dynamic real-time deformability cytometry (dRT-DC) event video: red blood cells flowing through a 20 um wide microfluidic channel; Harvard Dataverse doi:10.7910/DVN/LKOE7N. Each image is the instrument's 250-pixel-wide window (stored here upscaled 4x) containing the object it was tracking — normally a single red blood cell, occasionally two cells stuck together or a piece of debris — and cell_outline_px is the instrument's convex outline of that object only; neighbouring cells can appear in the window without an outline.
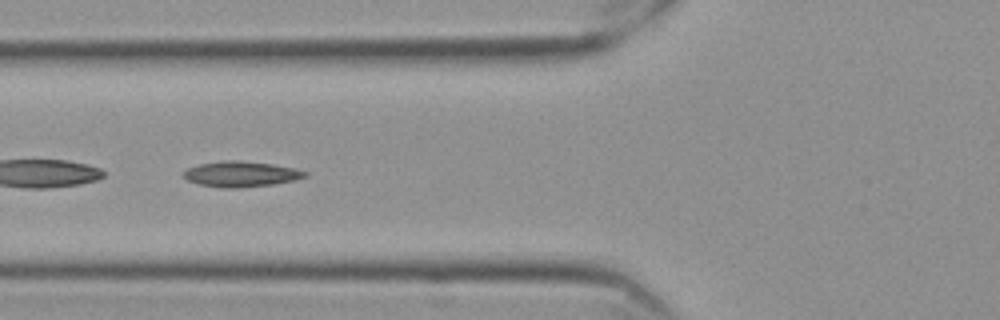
{"species": "Egyptian fruit bat (a non-hibernating species)", "species_latin": "Rousettus aegyptiacus", "temperature_condition": "cold", "stored_images_in_passage": 43, "segment_of_instrument_passage": [2, 2], "camera_frame_rate_fps": 3000, "um_per_image_px": 0.085, "frame": {"image": 1, "passage_image": 16, "time_ms": 5.0, "image_size_px": [1000, 320], "cell_outline_px": [[308, 176], [292, 180], [272, 184], [240, 188], [224, 188], [200, 184], [188, 180], [184, 176], [184, 172], [188, 168], [200, 164], [224, 160], [240, 160], [272, 164], [296, 168], [308, 172]], "centroid_in_image_um": [20.51, 14.79], "position_along_channel_um": 105.3, "area_um2": 17.92}}
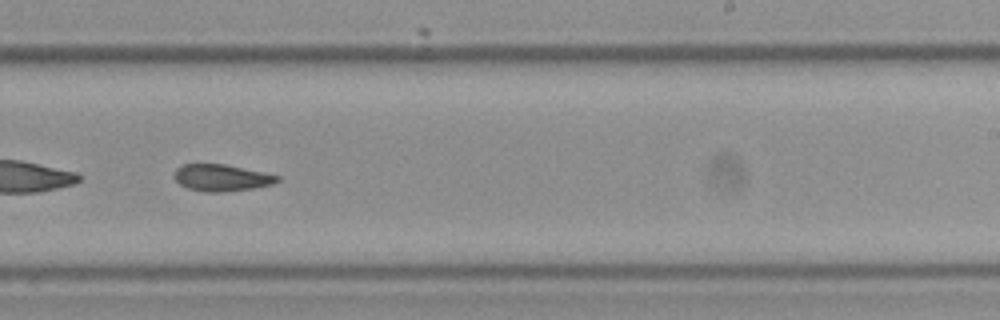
{"frame": {"image": 2, "passage_image": 30, "time_ms": 9.667, "image_size_px": [1000, 320], "cell_outline_px": [[280, 180], [272, 184], [252, 188], [220, 192], [204, 192], [188, 188], [180, 184], [172, 176], [176, 168], [184, 164], [224, 164], [264, 172], [280, 176]], "centroid_in_image_um": [18.81, 15.1], "position_along_channel_um": 270.2, "area_um2": 16.01}}
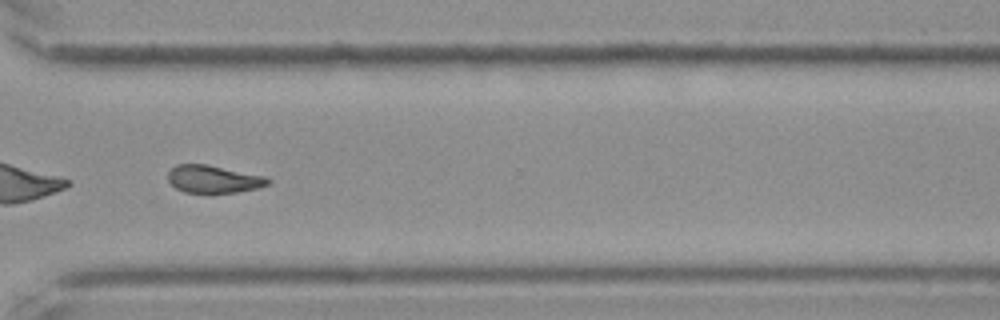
{"frame": {"image": 3, "passage_image": 37, "time_ms": 12.0, "image_size_px": [1000, 320], "cell_outline_px": [[272, 180], [268, 184], [256, 188], [236, 192], [184, 192], [176, 188], [168, 180], [168, 172], [176, 164], [204, 164], [264, 176]], "centroid_in_image_um": [18.12, 15.22], "position_along_channel_um": 352.5, "area_um2": 15.72}}